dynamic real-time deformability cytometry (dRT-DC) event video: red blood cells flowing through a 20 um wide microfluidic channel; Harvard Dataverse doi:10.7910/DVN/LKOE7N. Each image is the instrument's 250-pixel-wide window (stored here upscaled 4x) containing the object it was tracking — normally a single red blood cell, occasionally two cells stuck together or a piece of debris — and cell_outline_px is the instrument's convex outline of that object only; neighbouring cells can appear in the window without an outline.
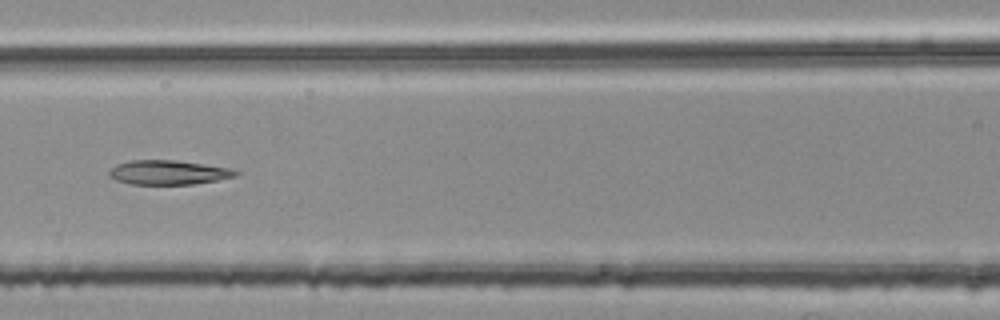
{"species": "common noctule bat (a hibernating species)", "species_latin": "Nyctalus noctula", "temperature_condition": "room temperature", "stored_images_in_passage": 54, "segment_of_instrument_passage": [2, 2], "camera_frame_rate_fps": 3000, "um_per_image_px": 0.085, "animal": {"sex": "female", "body_mass_g": 25.1}, "frame": {"image": 1, "passage_image": 24, "time_ms": 7.667, "image_size_px": [1000, 320], "cell_outline_px": [[240, 172], [236, 176], [216, 180], [192, 184], [128, 184], [116, 180], [108, 176], [108, 172], [116, 164], [132, 160], [176, 160], [228, 168]], "centroid_in_image_um": [14.26, 14.66], "position_along_channel_um": 152.3, "area_um2": 17.8}}
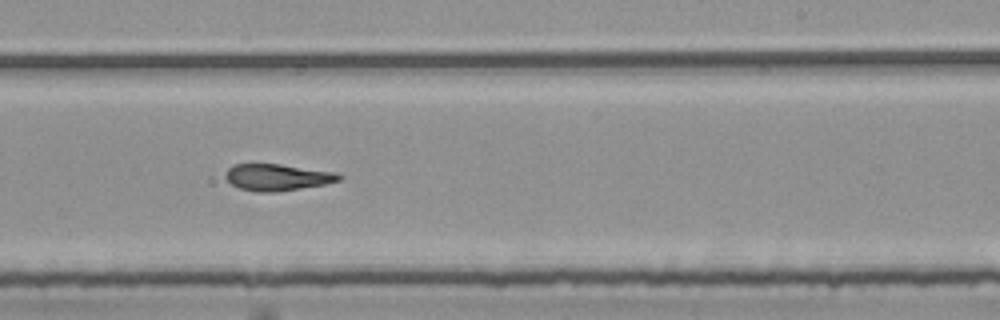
{"frame": {"image": 2, "passage_image": 33, "time_ms": 10.667, "image_size_px": [1000, 320], "cell_outline_px": [[344, 176], [340, 180], [324, 184], [276, 192], [256, 192], [240, 188], [232, 184], [224, 176], [228, 168], [232, 164], [280, 164], [336, 172]], "centroid_in_image_um": [23.57, 15.06], "position_along_channel_um": 265.4, "area_um2": 17.57}}
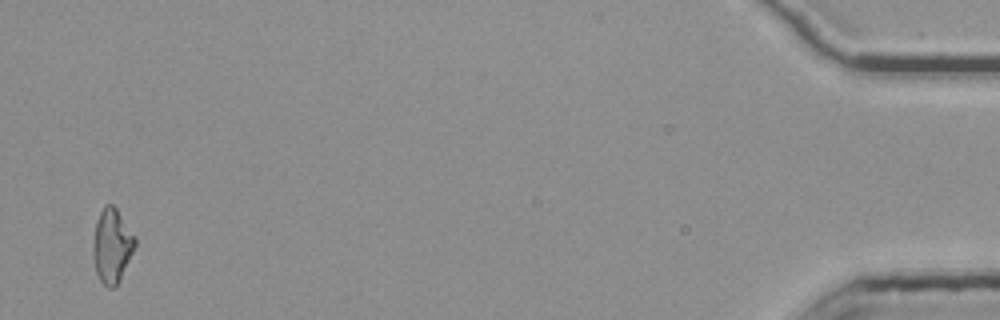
{"frame": {"image": 3, "passage_image": 53, "time_ms": 17.333, "image_size_px": [1000, 320], "cell_outline_px": [[136, 244], [120, 280], [112, 288], [108, 288], [100, 280], [96, 272], [92, 256], [92, 248], [96, 224], [100, 212], [104, 204], [112, 204], [116, 208], [136, 236]], "centroid_in_image_um": [9.51, 20.88], "position_along_channel_um": 425.7, "area_um2": 18.09}}